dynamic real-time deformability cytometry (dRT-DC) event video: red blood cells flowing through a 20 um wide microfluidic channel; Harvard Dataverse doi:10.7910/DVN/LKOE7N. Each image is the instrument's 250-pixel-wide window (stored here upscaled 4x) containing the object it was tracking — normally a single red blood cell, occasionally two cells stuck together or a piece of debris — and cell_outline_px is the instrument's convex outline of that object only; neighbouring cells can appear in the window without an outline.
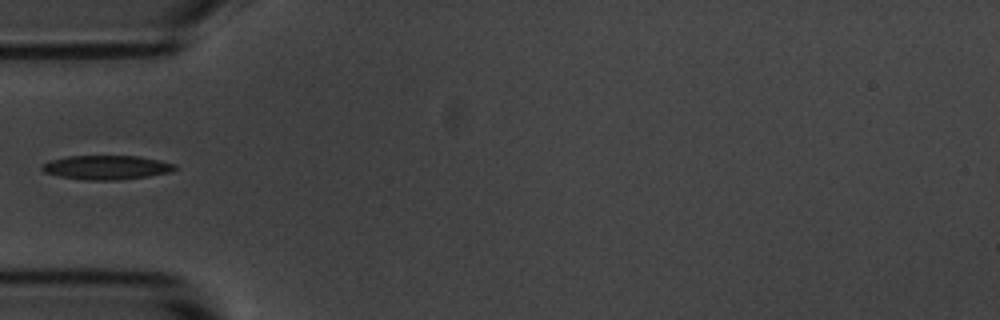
{"species": "common noctule bat (a hibernating species)", "species_latin": "Nyctalus noctula", "temperature_condition": "room temperature", "stored_images_in_passage": 2, "camera_frame_rate_fps": 3000, "um_per_image_px": 0.085, "animal": {"sex": "male", "body_mass_g": 20.1, "forearm_length_mm": 53.5}, "frame": {"image": 1, "passage_image": 1, "time_ms": 0.0, "image_size_px": [1000, 320], "cell_outline_px": [[176, 168], [172, 172], [148, 176], [116, 180], [88, 180], [60, 176], [44, 172], [40, 168], [48, 160], [68, 156], [136, 156], [160, 160], [176, 164]], "centroid_in_image_um": [9.06, 14.22], "position_along_channel_um": 75.9, "area_um2": 18.61}}